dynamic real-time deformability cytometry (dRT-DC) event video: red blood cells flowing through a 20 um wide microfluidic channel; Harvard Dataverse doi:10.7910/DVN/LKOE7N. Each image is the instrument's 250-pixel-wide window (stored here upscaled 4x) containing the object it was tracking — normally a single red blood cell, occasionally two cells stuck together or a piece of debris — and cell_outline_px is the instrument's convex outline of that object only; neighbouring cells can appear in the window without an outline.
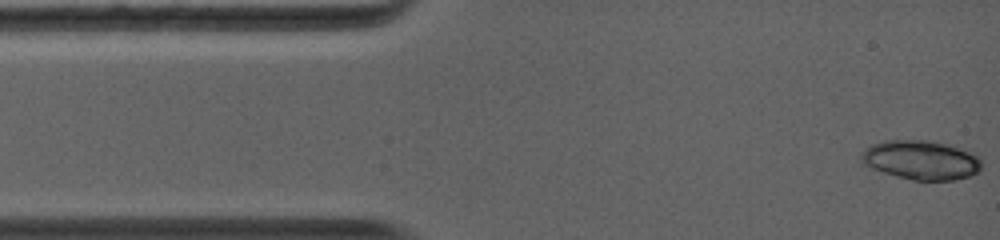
{"species": "common noctule bat (a hibernating species)", "species_latin": "Nyctalus noctula", "temperature_condition": "warm", "stored_images_in_passage": 15, "camera_frame_rate_fps": 5000, "um_per_image_px": 0.085, "animal": {"sex": "female", "body_mass_g": 19.0, "forearm_length_mm": 56.7}, "frame": {"image": 1, "passage_image": 1, "time_ms": 0.0, "image_size_px": [1000, 240], "cell_outline_px": [[980, 168], [976, 172], [968, 176], [952, 180], [912, 180], [896, 176], [884, 172], [860, 160], [860, 152], [864, 148], [872, 144], [884, 140], [928, 140], [948, 144], [976, 152], [980, 160]], "centroid_in_image_um": [78.3, 13.57], "position_along_channel_um": 6.7, "area_um2": 27.46}}
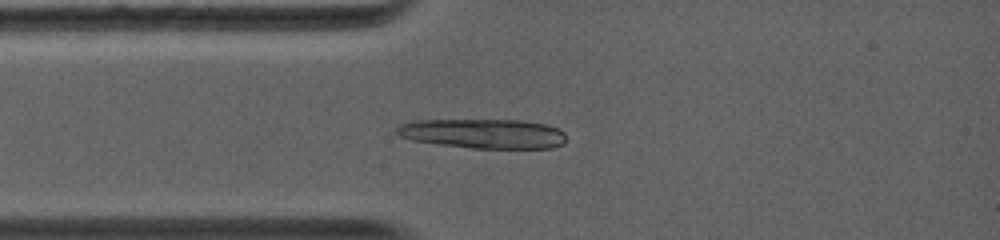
{"frame": {"image": 2, "passage_image": 15, "time_ms": 2.6, "image_size_px": [1000, 240], "cell_outline_px": [[564, 144], [552, 148], [472, 148], [440, 144], [412, 140], [400, 136], [396, 132], [396, 128], [400, 124], [412, 120], [524, 120], [548, 124], [560, 128], [564, 132]], "centroid_in_image_um": [41.12, 11.35], "position_along_channel_um": 43.9, "area_um2": 29.36}}